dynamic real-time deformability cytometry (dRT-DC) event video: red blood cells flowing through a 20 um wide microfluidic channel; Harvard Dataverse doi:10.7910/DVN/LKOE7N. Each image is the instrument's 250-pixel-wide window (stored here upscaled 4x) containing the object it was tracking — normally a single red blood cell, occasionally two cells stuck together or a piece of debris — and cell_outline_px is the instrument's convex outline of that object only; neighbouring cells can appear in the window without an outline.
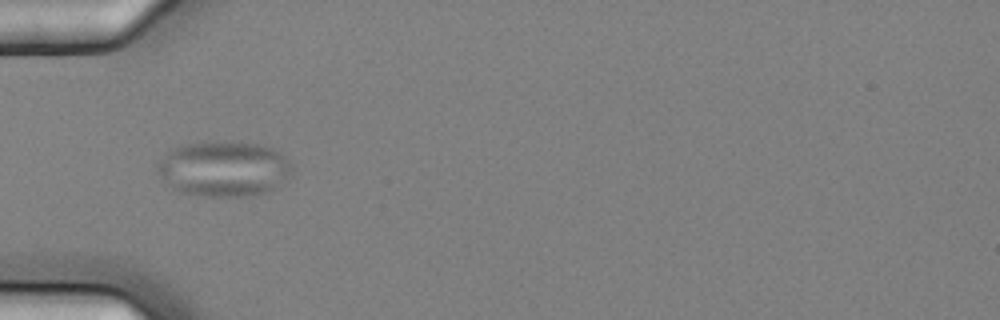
{"species": "common noctule bat (a hibernating species)", "species_latin": "Nyctalus noctula", "temperature_condition": "cold", "stored_images_in_passage": 1, "camera_frame_rate_fps": 3000, "um_per_image_px": 0.085, "animal": {"sex": "female", "body_mass_g": 25.1}, "frame": {"image": 1, "passage_image": 1, "time_ms": 0.0, "image_size_px": [1000, 320], "cell_outline_px": [[292, 176], [276, 188], [252, 196], [208, 196], [180, 192], [172, 188], [156, 168], [164, 152], [184, 144], [256, 144], [272, 148], [284, 156], [292, 164]], "centroid_in_image_um": [19.06, 14.39], "position_along_channel_um": 65.9, "area_um2": 42.6}}